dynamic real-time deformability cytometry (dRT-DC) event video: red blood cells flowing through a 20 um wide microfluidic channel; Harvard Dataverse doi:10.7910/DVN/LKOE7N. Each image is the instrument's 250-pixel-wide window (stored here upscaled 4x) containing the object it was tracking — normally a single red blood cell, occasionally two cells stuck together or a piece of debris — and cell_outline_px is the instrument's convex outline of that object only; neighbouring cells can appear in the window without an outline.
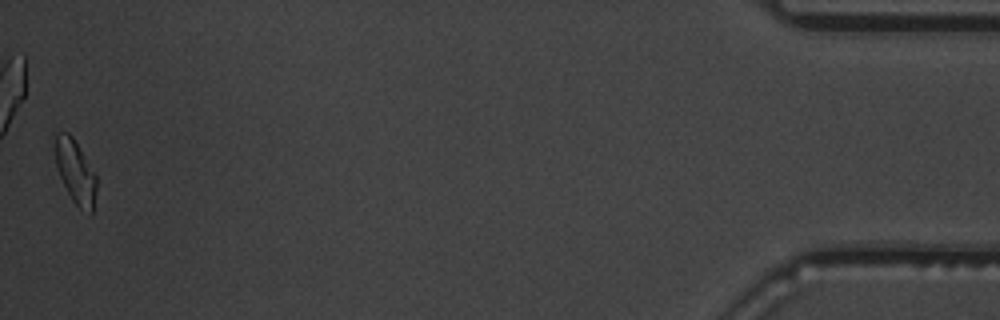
{"species": "common noctule bat (a hibernating species)", "species_latin": "Nyctalus noctula", "temperature_condition": "warm", "stored_images_in_passage": 50, "camera_frame_rate_fps": 3000, "um_per_image_px": 0.085, "animal": {"sex": "male", "body_mass_g": 19.5, "forearm_length_mm": 54.6}, "frame": {"image": 1, "passage_image": 50, "time_ms": 16.333, "image_size_px": [1000, 320], "cell_outline_px": [[96, 188], [92, 212], [88, 216], [72, 200], [60, 176], [56, 164], [52, 148], [56, 132], [68, 132], [72, 136], [96, 172]], "centroid_in_image_um": [6.39, 14.56], "position_along_channel_um": 428.8, "area_um2": 15.66}, "authors_computed_cell_mechanics": {"area_um2": 16.2129, "velocity_mm_per_s": 3.6557, "shape_relaxation_time_tau1_ms": 3.9575, "shape_relaxation_time_tau2_ms": 2.2198, "deformation_change_tau1": 0.1737, "deformation_change_tau2": 0.0818}}